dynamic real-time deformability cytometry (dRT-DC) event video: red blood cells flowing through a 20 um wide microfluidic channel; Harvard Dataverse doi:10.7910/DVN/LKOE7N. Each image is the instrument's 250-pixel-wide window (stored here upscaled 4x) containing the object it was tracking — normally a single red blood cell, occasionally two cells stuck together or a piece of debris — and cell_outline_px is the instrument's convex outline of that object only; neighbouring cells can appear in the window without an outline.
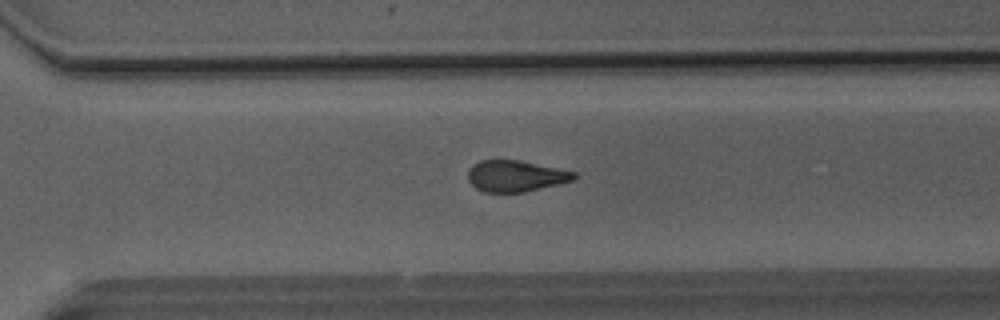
{"species": "Egyptian fruit bat (a non-hibernating species)", "species_latin": "Rousettus aegyptiacus", "temperature_condition": "room temperature", "stored_images_in_passage": 39, "camera_frame_rate_fps": 3000, "um_per_image_px": 0.085, "animal": {"sex": "male"}, "frame": {"image": 1, "passage_image": 25, "time_ms": 8.0, "image_size_px": [1000, 320], "cell_outline_px": [[576, 176], [572, 180], [524, 192], [484, 192], [476, 188], [468, 180], [468, 168], [472, 164], [480, 160], [520, 160], [576, 172]], "centroid_in_image_um": [43.77, 14.95], "position_along_channel_um": 326.8, "area_um2": 19.19}}
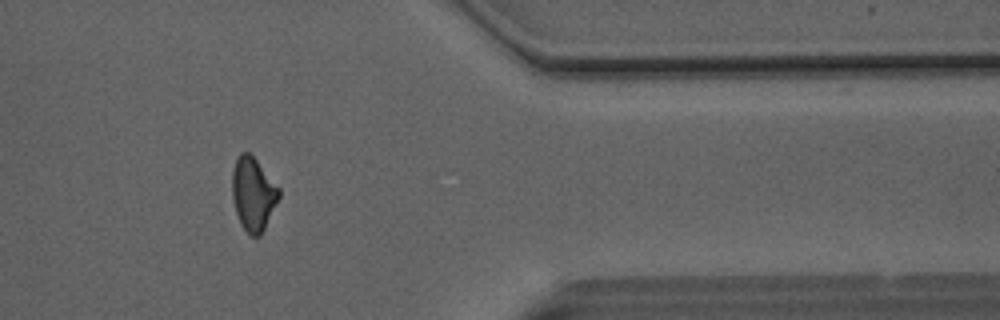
{"frame": {"image": 2, "passage_image": 31, "time_ms": 10.0, "image_size_px": [1000, 320], "cell_outline_px": [[280, 196], [260, 236], [248, 236], [240, 224], [236, 212], [232, 196], [232, 172], [236, 160], [240, 152], [248, 152], [256, 160], [280, 188]], "centroid_in_image_um": [21.51, 16.5], "position_along_channel_um": 389.9, "area_um2": 19.88}}
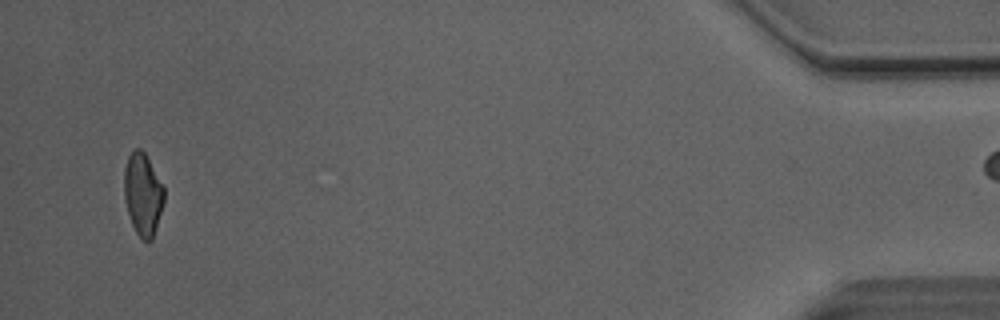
{"frame": {"image": 3, "passage_image": 38, "time_ms": 12.333, "image_size_px": [1000, 320], "cell_outline_px": [[164, 200], [152, 240], [144, 240], [136, 232], [132, 224], [124, 200], [124, 168], [128, 156], [136, 148], [140, 148], [144, 152], [164, 188]], "centroid_in_image_um": [12.12, 16.49], "position_along_channel_um": 423.1, "area_um2": 18.79}}